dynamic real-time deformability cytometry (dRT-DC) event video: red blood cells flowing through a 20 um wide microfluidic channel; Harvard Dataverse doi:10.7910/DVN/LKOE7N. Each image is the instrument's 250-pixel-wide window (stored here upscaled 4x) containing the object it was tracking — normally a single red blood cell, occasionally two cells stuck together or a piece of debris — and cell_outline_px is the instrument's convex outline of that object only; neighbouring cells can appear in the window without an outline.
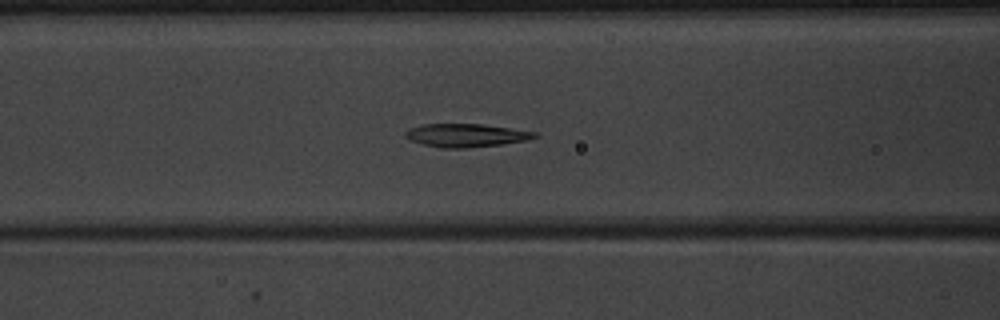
{"species": "common noctule bat (a hibernating species)", "species_latin": "Nyctalus noctula", "temperature_condition": "warm", "stored_images_in_passage": 51, "camera_frame_rate_fps": 3000, "um_per_image_px": 0.085, "animal": {"sex": "male", "body_mass_g": 20.1, "forearm_length_mm": 53.5}, "frame": {"image": 1, "passage_image": 21, "time_ms": 6.667, "image_size_px": [1000, 320], "cell_outline_px": [[540, 136], [528, 140], [500, 144], [468, 148], [440, 148], [408, 140], [404, 136], [404, 132], [412, 128], [424, 124], [480, 124], [536, 132]], "centroid_in_image_um": [39.6, 11.51], "position_along_channel_um": 127.0, "area_um2": 17.4}}
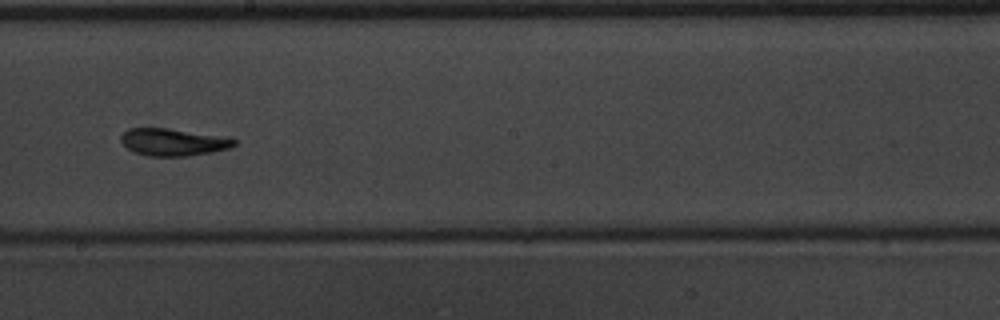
{"frame": {"image": 2, "passage_image": 29, "time_ms": 9.333, "image_size_px": [1000, 320], "cell_outline_px": [[236, 144], [228, 148], [212, 152], [188, 156], [152, 156], [136, 152], [128, 148], [120, 140], [120, 136], [128, 128], [168, 128], [232, 136], [236, 140]], "centroid_in_image_um": [14.8, 12.06], "position_along_channel_um": 233.4, "area_um2": 18.21}}
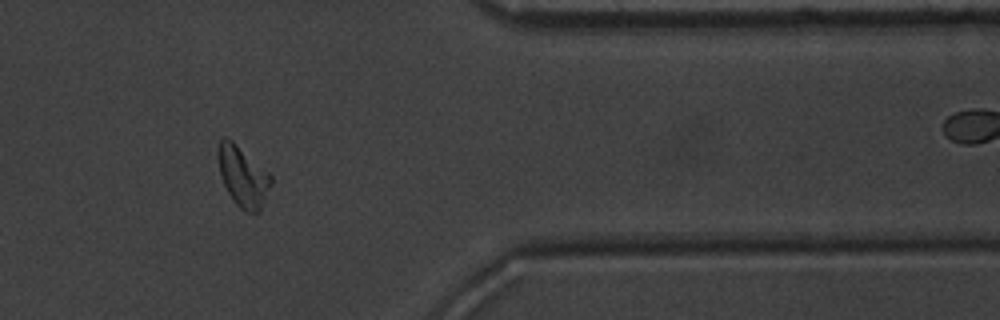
{"frame": {"image": 3, "passage_image": 42, "time_ms": 13.667, "image_size_px": [1000, 320], "cell_outline_px": [[272, 184], [260, 212], [244, 212], [236, 204], [228, 192], [220, 176], [216, 156], [216, 152], [220, 140], [224, 136], [228, 136], [268, 172], [272, 176]], "centroid_in_image_um": [20.63, 14.98], "position_along_channel_um": 390.8, "area_um2": 18.9}, "authors_computed_cell_mechanics": {"area_um2": 18.4382, "velocity_mm_per_s": 4.0043, "shape_relaxation_time_tau1_ms": 4.1411, "shape_relaxation_time_tau2_ms": 1.9909, "deformation_change_tau1": 0.1743, "deformation_change_tau2": 0.0699}}